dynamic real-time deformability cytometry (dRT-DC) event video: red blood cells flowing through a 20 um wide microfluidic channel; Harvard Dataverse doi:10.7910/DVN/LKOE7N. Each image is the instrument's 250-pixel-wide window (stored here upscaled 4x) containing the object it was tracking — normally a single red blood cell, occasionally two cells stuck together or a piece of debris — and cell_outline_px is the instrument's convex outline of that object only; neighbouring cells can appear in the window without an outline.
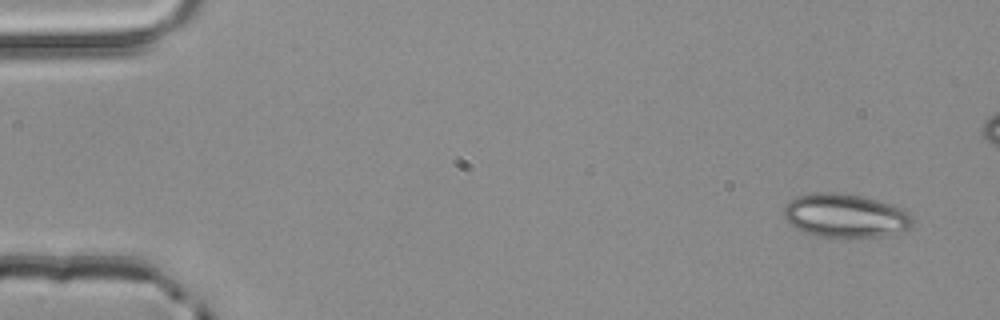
{"species": "common noctule bat (a hibernating species)", "species_latin": "Nyctalus noctula", "temperature_condition": "room temperature", "stored_images_in_passage": 4, "camera_frame_rate_fps": 3000, "um_per_image_px": 0.085, "animal": {"sex": "male", "body_mass_g": 20.4}, "frame": {"image": 1, "passage_image": 1, "time_ms": 0.0, "image_size_px": [1000, 320], "cell_outline_px": [[912, 224], [908, 228], [888, 236], [848, 240], [812, 236], [796, 228], [784, 216], [784, 204], [796, 196], [816, 192], [836, 192], [860, 196], [892, 204], [904, 208], [912, 216]], "centroid_in_image_um": [71.86, 18.37], "position_along_channel_um": 13.1, "area_um2": 33.7}}